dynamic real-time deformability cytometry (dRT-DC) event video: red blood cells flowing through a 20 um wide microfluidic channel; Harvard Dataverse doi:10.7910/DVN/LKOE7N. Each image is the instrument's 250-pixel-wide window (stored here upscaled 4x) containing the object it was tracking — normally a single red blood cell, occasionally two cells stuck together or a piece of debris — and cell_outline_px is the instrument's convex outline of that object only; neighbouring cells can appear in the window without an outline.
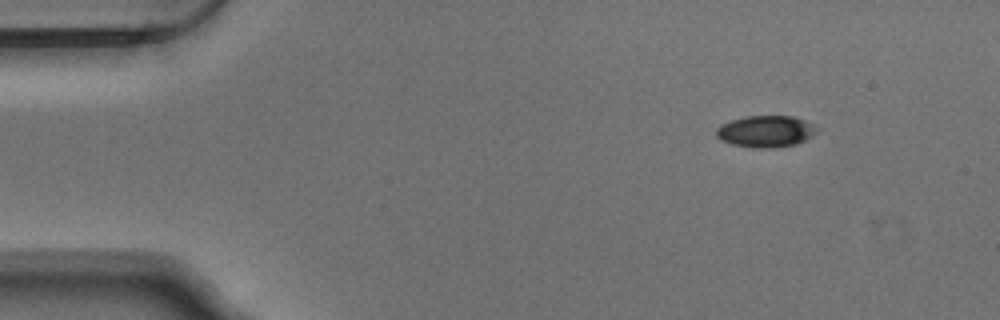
{"species": "Egyptian fruit bat (a non-hibernating species)", "species_latin": "Rousettus aegyptiacus", "temperature_condition": "warm", "stored_images_in_passage": 48, "camera_frame_rate_fps": 3000, "um_per_image_px": 0.085, "animal": {"sex": "male"}, "frame": {"image": 1, "passage_image": 1, "time_ms": 0.0, "image_size_px": [1000, 320], "cell_outline_px": [[820, 128], [812, 136], [796, 144], [772, 148], [756, 148], [732, 144], [720, 140], [716, 136], [716, 128], [720, 124], [744, 116], [792, 116], [804, 120]], "centroid_in_image_um": [65.07, 11.16], "position_along_channel_um": 19.9, "area_um2": 18.61}}
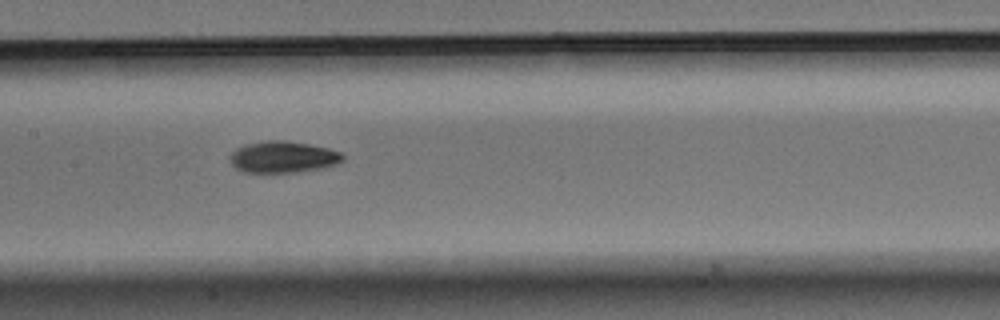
{"frame": {"image": 2, "passage_image": 21, "time_ms": 6.667, "image_size_px": [1000, 320], "cell_outline_px": [[344, 160], [336, 164], [320, 168], [296, 172], [244, 172], [236, 168], [232, 164], [228, 156], [236, 148], [248, 144], [268, 140], [284, 140], [308, 144], [328, 148], [340, 152], [344, 156]], "centroid_in_image_um": [24.04, 13.34], "position_along_channel_um": 183.4, "area_um2": 20.58}}
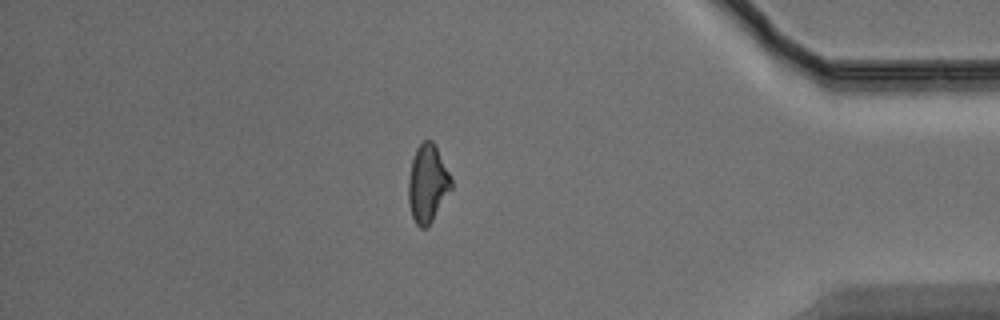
{"frame": {"image": 3, "passage_image": 41, "time_ms": 13.333, "image_size_px": [1000, 320], "cell_outline_px": [[452, 188], [432, 220], [424, 228], [420, 228], [416, 224], [412, 216], [408, 204], [408, 180], [412, 160], [416, 148], [424, 140], [432, 140], [436, 144], [452, 180]], "centroid_in_image_um": [36.34, 15.57], "position_along_channel_um": 398.9, "area_um2": 19.36}, "authors_computed_cell_mechanics": {"area_um2": 19.5653, "velocity_mm_per_s": 3.7432, "shape_relaxation_time_tau1_ms": 2.9321, "shape_relaxation_time_tau2_ms": 5.3189, "deformation_change_tau1": 0.1418, "deformation_change_tau2": 0.1219}}